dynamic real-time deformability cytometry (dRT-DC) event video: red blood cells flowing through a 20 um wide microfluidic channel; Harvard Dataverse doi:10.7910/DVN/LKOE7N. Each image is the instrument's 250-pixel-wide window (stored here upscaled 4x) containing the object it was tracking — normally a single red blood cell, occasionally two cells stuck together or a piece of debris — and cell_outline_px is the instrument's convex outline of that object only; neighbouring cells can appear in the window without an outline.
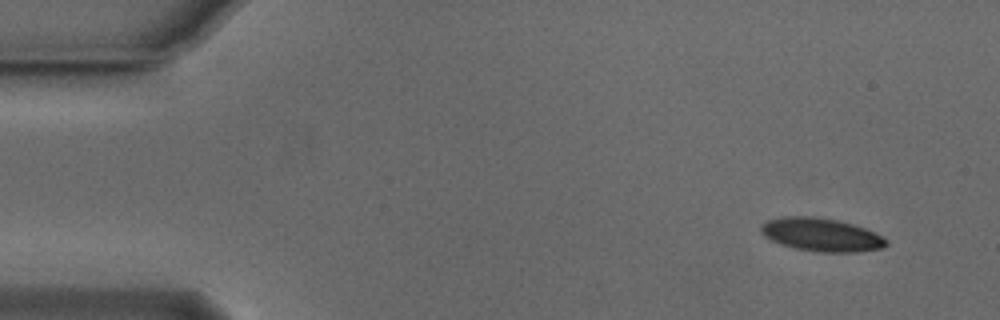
{"species": "Egyptian fruit bat (a non-hibernating species)", "species_latin": "Rousettus aegyptiacus", "temperature_condition": "cold", "stored_images_in_passage": 51, "camera_frame_rate_fps": 3000, "um_per_image_px": 0.085, "animal": {"sex": "male"}, "frame": {"image": 1, "passage_image": 1, "time_ms": 0.0, "image_size_px": [1000, 320], "cell_outline_px": [[888, 244], [880, 248], [856, 252], [816, 252], [796, 248], [780, 244], [764, 236], [760, 232], [760, 228], [768, 220], [784, 216], [808, 216], [836, 220], [852, 224], [864, 228], [888, 240]], "centroid_in_image_um": [69.78, 19.96], "position_along_channel_um": 15.2, "area_um2": 23.93}}
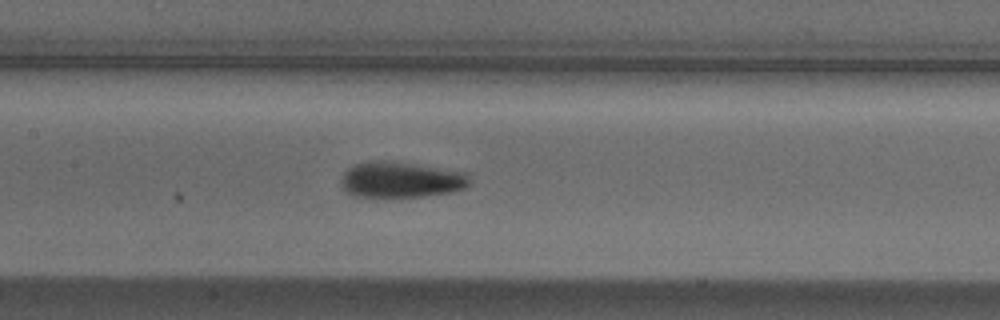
{"frame": {"image": 2, "passage_image": 22, "time_ms": 7.0, "image_size_px": [1000, 320], "cell_outline_px": [[468, 184], [464, 188], [452, 192], [424, 196], [352, 196], [340, 184], [340, 180], [344, 172], [352, 164], [372, 160], [384, 160], [468, 172]], "centroid_in_image_um": [34.04, 15.26], "position_along_channel_um": 173.4, "area_um2": 26.7}}
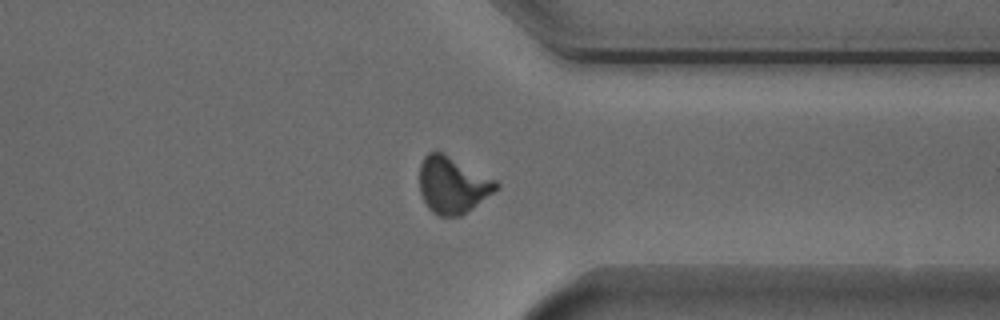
{"frame": {"image": 3, "passage_image": 38, "time_ms": 12.333, "image_size_px": [1000, 320], "cell_outline_px": [[500, 188], [472, 208], [460, 216], [440, 216], [432, 212], [428, 208], [420, 192], [420, 164], [424, 156], [428, 152], [440, 152], [496, 180], [500, 184]], "centroid_in_image_um": [38.47, 15.74], "position_along_channel_um": 372.9, "area_um2": 24.97}, "authors_computed_cell_mechanics": {"area_um2": 24.9696, "velocity_mm_per_s": 3.8126, "shape_relaxation_time_tau1_ms": 2.9628, "shape_relaxation_time_tau2_ms": 1.5932, "deformation_change_tau1": 0.1363, "deformation_change_tau2": 0.0534}}